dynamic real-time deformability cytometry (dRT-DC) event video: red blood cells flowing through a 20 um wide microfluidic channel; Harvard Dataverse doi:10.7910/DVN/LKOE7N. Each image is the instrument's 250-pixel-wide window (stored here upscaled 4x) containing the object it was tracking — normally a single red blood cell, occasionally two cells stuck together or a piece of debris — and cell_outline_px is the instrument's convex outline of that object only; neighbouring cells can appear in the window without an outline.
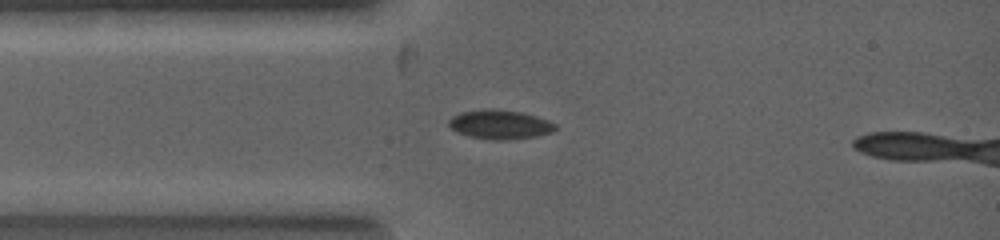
{"species": "common noctule bat (a hibernating species)", "species_latin": "Nyctalus noctula", "temperature_condition": "warm", "stored_images_in_passage": 6, "camera_frame_rate_fps": 5000, "um_per_image_px": 0.085, "animal": {"sex": "female", "body_mass_g": 19.0, "forearm_length_mm": 53.3}, "frame": {"image": 1, "passage_image": 3, "time_ms": 0.8, "image_size_px": [1000, 240], "cell_outline_px": [[556, 128], [552, 132], [536, 136], [508, 140], [496, 140], [468, 136], [456, 132], [448, 124], [448, 120], [452, 116], [460, 112], [488, 108], [492, 108], [520, 112], [536, 116], [548, 120], [556, 124]], "centroid_in_image_um": [42.47, 10.58], "position_along_channel_um": 42.5, "area_um2": 18.15}}